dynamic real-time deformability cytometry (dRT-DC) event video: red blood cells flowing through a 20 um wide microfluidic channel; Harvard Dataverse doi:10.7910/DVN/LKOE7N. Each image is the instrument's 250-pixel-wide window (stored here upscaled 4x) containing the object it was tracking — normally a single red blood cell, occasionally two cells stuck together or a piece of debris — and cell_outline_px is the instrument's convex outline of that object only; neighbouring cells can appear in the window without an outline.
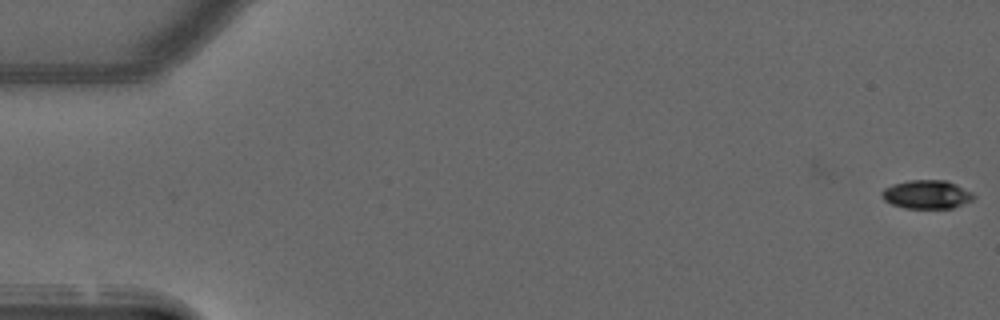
{"species": "common noctule bat (a hibernating species)", "species_latin": "Nyctalus noctula", "temperature_condition": "warm", "stored_images_in_passage": 52, "camera_frame_rate_fps": 3000, "um_per_image_px": 0.085, "animal": {"sex": "male", "forearm_length_mm": 52.5}, "frame": {"image": 1, "passage_image": 1, "time_ms": 0.0, "image_size_px": [1000, 320], "cell_outline_px": [[976, 196], [972, 200], [952, 208], [904, 208], [892, 204], [884, 200], [880, 196], [880, 192], [884, 188], [892, 184], [908, 180], [948, 180], [972, 192]], "centroid_in_image_um": [78.75, 16.52], "position_along_channel_um": 6.3, "area_um2": 15.43}}
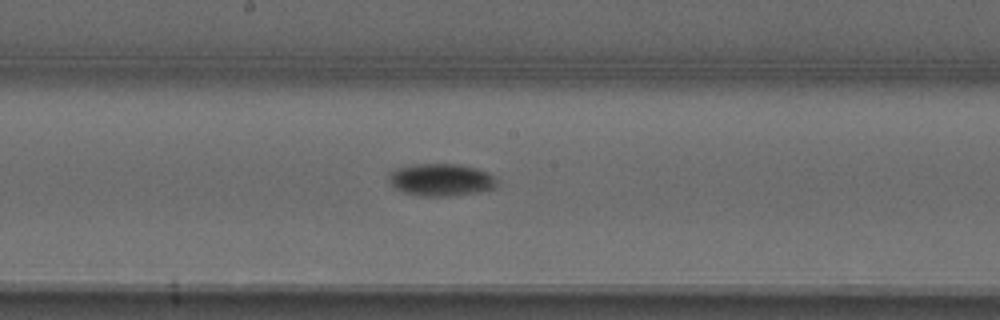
{"frame": {"image": 2, "passage_image": 28, "time_ms": 9.0, "image_size_px": [1000, 320], "cell_outline_px": [[496, 184], [492, 188], [476, 192], [448, 196], [420, 196], [404, 192], [396, 188], [388, 180], [388, 172], [396, 168], [412, 164], [460, 164], [476, 168], [488, 172], [496, 180]], "centroid_in_image_um": [37.43, 15.27], "position_along_channel_um": 210.8, "area_um2": 20.29}}
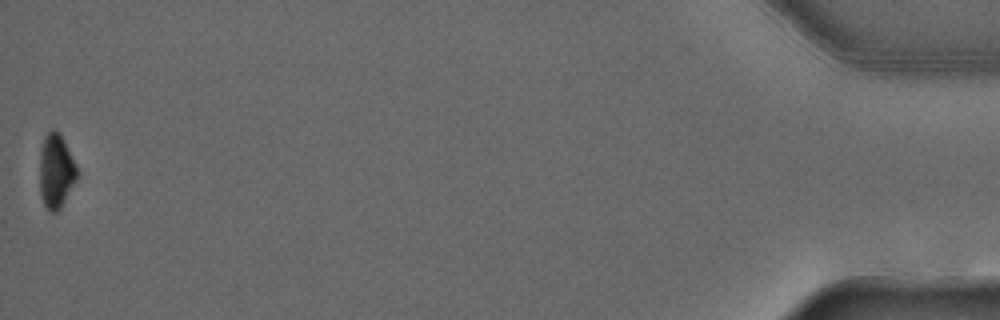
{"frame": {"image": 3, "passage_image": 52, "time_ms": 17.0, "image_size_px": [1000, 320], "cell_outline_px": [[76, 180], [60, 208], [56, 212], [52, 212], [44, 204], [40, 192], [40, 148], [44, 136], [52, 128], [60, 132], [76, 164]], "centroid_in_image_um": [4.75, 14.48], "position_along_channel_um": 430.5, "area_um2": 16.01}, "authors_computed_cell_mechanics": {"area_um2": 17.4267, "velocity_mm_per_s": 3.9939, "shape_relaxation_time_tau1_ms": 2.5303, "shape_relaxation_time_tau2_ms": null, "deformation_change_tau1": 0.1361, "deformation_change_tau2": null}}